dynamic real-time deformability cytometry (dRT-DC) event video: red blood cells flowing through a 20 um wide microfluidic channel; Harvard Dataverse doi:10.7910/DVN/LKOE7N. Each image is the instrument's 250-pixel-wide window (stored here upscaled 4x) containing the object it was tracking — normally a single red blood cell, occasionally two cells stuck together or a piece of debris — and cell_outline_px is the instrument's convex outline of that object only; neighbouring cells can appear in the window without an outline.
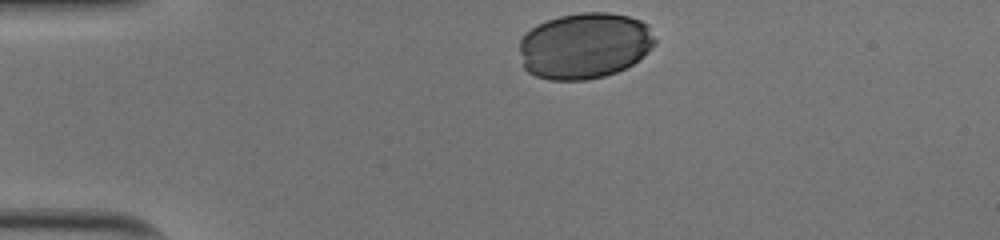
{"species": "human", "species_latin": "Homo sapiens", "temperature_condition": "cold", "stored_images_in_passage": 31, "camera_frame_rate_fps": 3000, "um_per_image_px": 0.085, "donor": {"sex": "male"}, "frame": {"image": 1, "passage_image": 1, "time_ms": 0.0, "image_size_px": [1000, 240], "cell_outline_px": [[656, 44], [652, 48], [632, 64], [616, 72], [604, 76], [588, 80], [548, 80], [536, 76], [528, 72], [524, 68], [520, 52], [520, 40], [524, 32], [536, 24], [560, 16], [580, 12], [608, 12], [628, 16], [640, 20], [648, 24], [656, 40]], "centroid_in_image_um": [49.68, 3.88], "position_along_channel_um": 35.3, "area_um2": 52.54}}
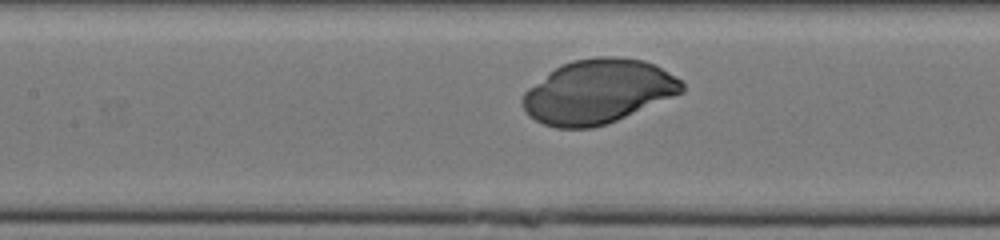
{"frame": {"image": 2, "passage_image": 14, "time_ms": 4.333, "image_size_px": [1000, 240], "cell_outline_px": [[684, 92], [608, 124], [592, 128], [556, 128], [544, 124], [528, 116], [520, 104], [520, 100], [524, 92], [528, 88], [548, 72], [560, 64], [572, 60], [596, 56], [620, 56], [644, 60], [656, 64], [680, 80], [684, 84]], "centroid_in_image_um": [50.81, 7.77], "position_along_channel_um": 156.6, "area_um2": 60.05}}
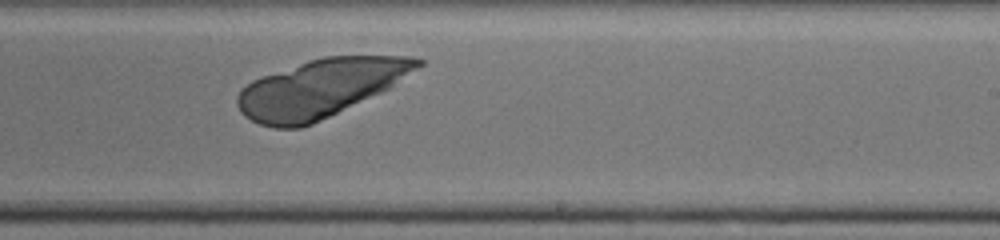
{"frame": {"image": 3, "passage_image": 22, "time_ms": 7.0, "image_size_px": [1000, 240], "cell_outline_px": [[424, 64], [388, 88], [380, 92], [312, 124], [300, 128], [276, 128], [260, 124], [244, 116], [240, 112], [236, 104], [236, 96], [240, 88], [252, 80], [308, 60], [324, 56], [412, 56], [424, 60]], "centroid_in_image_um": [27.18, 7.5], "position_along_channel_um": 261.8, "area_um2": 60.4}}